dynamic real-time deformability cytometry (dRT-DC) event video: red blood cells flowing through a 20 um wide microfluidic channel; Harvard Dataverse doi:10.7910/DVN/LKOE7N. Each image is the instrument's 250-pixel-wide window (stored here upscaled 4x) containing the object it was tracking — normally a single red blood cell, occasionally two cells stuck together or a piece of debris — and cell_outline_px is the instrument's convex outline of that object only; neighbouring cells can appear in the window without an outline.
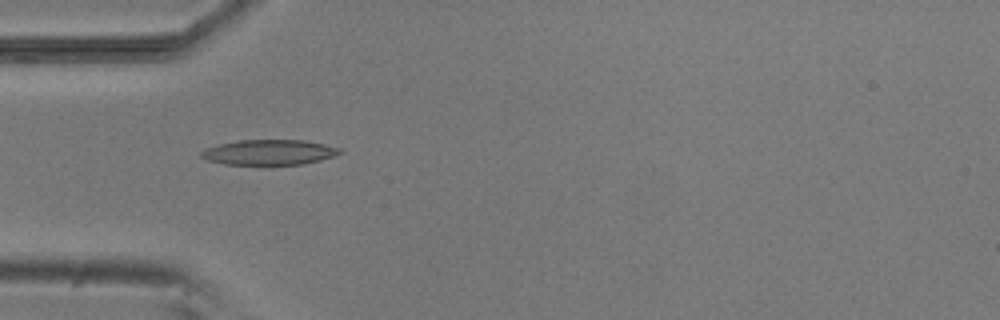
{"species": "common noctule bat (a hibernating species)", "species_latin": "Nyctalus noctula", "temperature_condition": "room temperature", "stored_images_in_passage": 30, "camera_frame_rate_fps": 3000, "um_per_image_px": 0.085, "animal": {"sex": "male", "body_mass_g": 20.5, "forearm_length_mm": 52.5}, "frame": {"image": 1, "passage_image": 12, "time_ms": 3.667, "image_size_px": [1000, 320], "cell_outline_px": [[344, 152], [320, 160], [304, 164], [224, 164], [208, 160], [200, 156], [200, 152], [204, 148], [220, 144], [240, 140], [304, 140], [324, 144], [340, 148]], "centroid_in_image_um": [22.87, 12.94], "position_along_channel_um": 62.1, "area_um2": 20.23}}
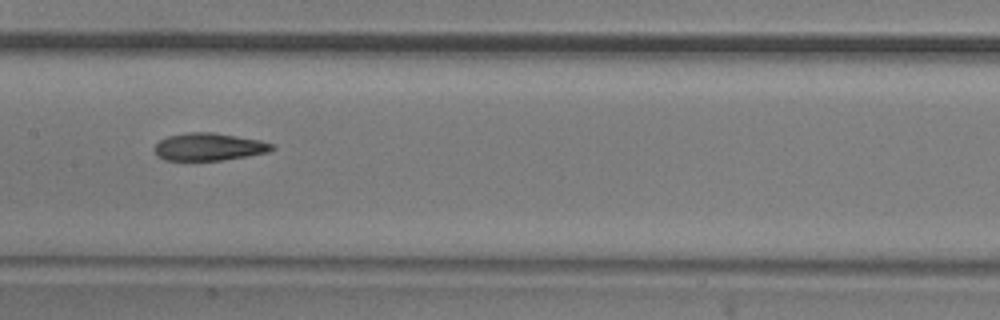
{"frame": {"image": 2, "passage_image": 22, "time_ms": 7.0, "image_size_px": [1000, 320], "cell_outline_px": [[276, 148], [268, 152], [248, 156], [220, 160], [164, 160], [156, 156], [152, 148], [160, 140], [168, 136], [188, 132], [212, 132], [260, 140], [276, 144]], "centroid_in_image_um": [17.75, 12.48], "position_along_channel_um": 189.6, "area_um2": 19.02}}
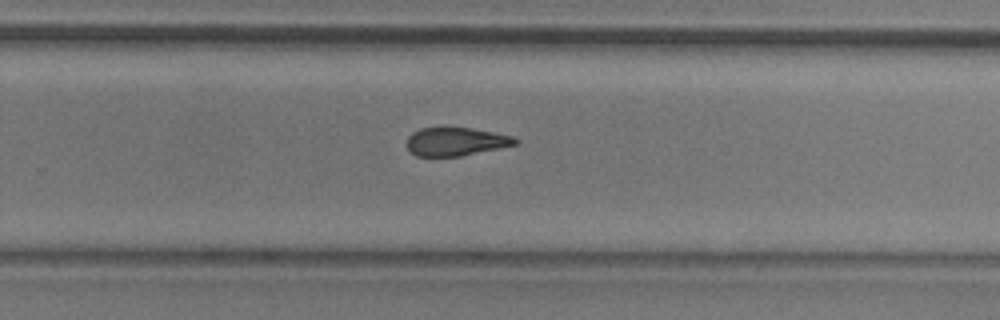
{"frame": {"image": 3, "passage_image": 30, "time_ms": 9.667, "image_size_px": [1000, 320], "cell_outline_px": [[520, 140], [516, 144], [460, 156], [416, 156], [408, 148], [408, 136], [412, 132], [420, 128], [472, 128], [512, 136]], "centroid_in_image_um": [38.74, 12.03], "position_along_channel_um": 291.1, "area_um2": 17.57}}